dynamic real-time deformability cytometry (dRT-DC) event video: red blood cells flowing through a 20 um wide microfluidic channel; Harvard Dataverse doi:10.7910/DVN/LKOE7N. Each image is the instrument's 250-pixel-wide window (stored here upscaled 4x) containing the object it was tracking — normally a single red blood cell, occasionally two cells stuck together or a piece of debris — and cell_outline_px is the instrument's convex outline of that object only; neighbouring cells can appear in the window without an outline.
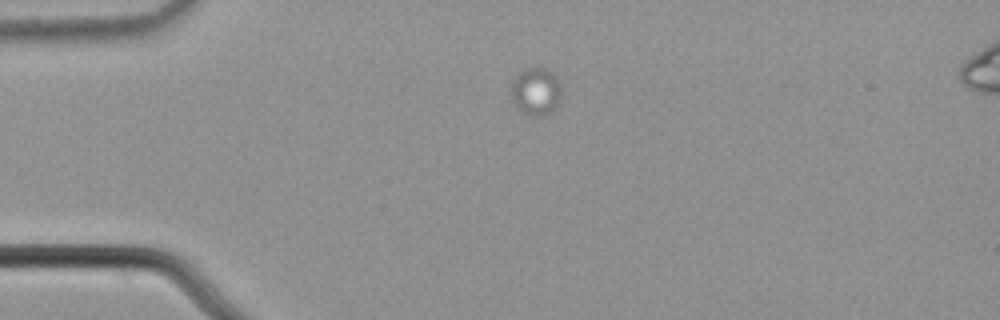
{"species": "common noctule bat (a hibernating species)", "species_latin": "Nyctalus noctula", "temperature_condition": "cold", "stored_images_in_passage": 3, "camera_frame_rate_fps": 3000, "um_per_image_px": 0.085, "animal": {"sex": "male", "body_mass_g": 21.5, "forearm_length_mm": 52.0}, "frame": {"image": 1, "passage_image": 1, "time_ms": 0.0, "image_size_px": [1000, 320], "cell_outline_px": [[560, 96], [556, 104], [544, 116], [528, 116], [516, 108], [512, 100], [512, 80], [524, 68], [544, 68], [552, 72], [556, 76], [560, 88]], "centroid_in_image_um": [45.51, 7.77], "position_along_channel_um": 39.5, "area_um2": 13.76}}